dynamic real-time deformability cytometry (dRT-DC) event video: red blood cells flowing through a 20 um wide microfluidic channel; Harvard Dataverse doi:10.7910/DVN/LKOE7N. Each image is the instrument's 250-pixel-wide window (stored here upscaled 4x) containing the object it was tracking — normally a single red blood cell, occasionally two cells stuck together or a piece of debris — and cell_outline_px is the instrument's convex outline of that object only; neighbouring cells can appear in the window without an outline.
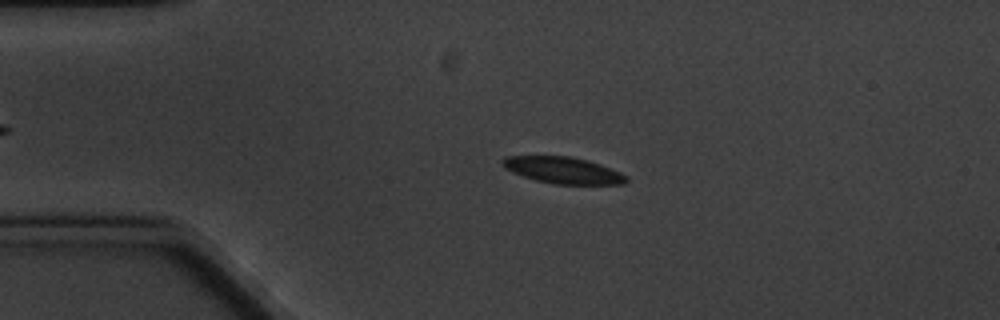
{"species": "common noctule bat (a hibernating species)", "species_latin": "Nyctalus noctula", "temperature_condition": "cold", "stored_images_in_passage": 4, "camera_frame_rate_fps": 3000, "um_per_image_px": 0.085, "animal": {"sex": "male", "body_mass_g": 20.1, "forearm_length_mm": 53.5}, "frame": {"image": 1, "passage_image": 3, "time_ms": 3.0, "image_size_px": [1000, 320], "cell_outline_px": [[628, 180], [624, 184], [552, 184], [536, 180], [512, 172], [504, 168], [500, 164], [500, 160], [504, 156], [572, 156], [588, 160], [600, 164], [620, 172], [628, 176]], "centroid_in_image_um": [47.84, 14.46], "position_along_channel_um": 37.2, "area_um2": 19.31}}